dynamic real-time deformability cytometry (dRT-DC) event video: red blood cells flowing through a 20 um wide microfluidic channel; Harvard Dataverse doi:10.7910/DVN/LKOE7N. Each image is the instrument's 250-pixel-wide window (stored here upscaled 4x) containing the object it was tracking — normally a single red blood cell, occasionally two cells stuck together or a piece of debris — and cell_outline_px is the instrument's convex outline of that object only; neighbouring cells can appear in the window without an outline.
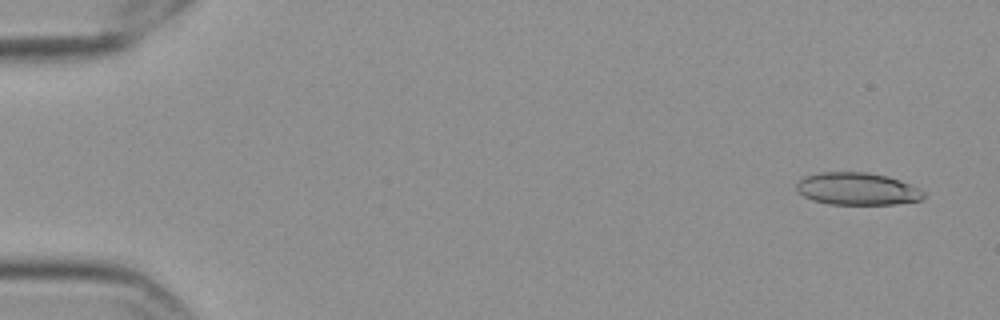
{"species": "Egyptian fruit bat (a non-hibernating species)", "species_latin": "Rousettus aegyptiacus", "temperature_condition": "cold", "stored_images_in_passage": 58, "segment_of_instrument_passage": [1, 2], "camera_frame_rate_fps": 3000, "um_per_image_px": 0.085, "frame": {"image": 1, "passage_image": 3, "time_ms": 0.667, "image_size_px": [1000, 320], "cell_outline_px": [[924, 196], [920, 200], [896, 204], [828, 204], [812, 200], [796, 192], [796, 184], [804, 176], [820, 172], [868, 172], [888, 176], [900, 180], [924, 192]], "centroid_in_image_um": [72.81, 16.05], "position_along_channel_um": 12.2, "area_um2": 23.99}}
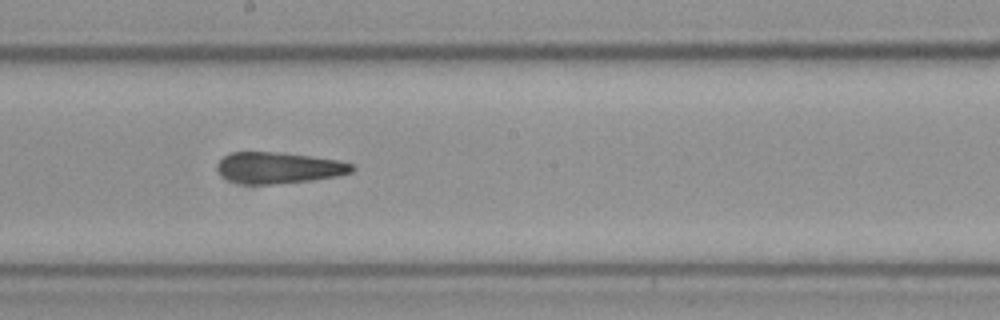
{"frame": {"image": 2, "passage_image": 32, "time_ms": 10.333, "image_size_px": [1000, 320], "cell_outline_px": [[356, 168], [352, 172], [336, 176], [312, 180], [276, 184], [244, 184], [228, 180], [216, 168], [216, 164], [224, 156], [232, 152], [280, 152], [340, 160], [352, 164]], "centroid_in_image_um": [23.7, 14.26], "position_along_channel_um": 224.5, "area_um2": 24.57}}
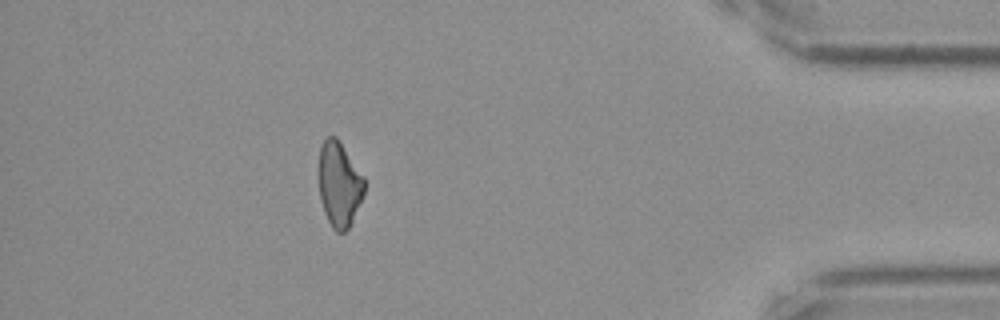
{"frame": {"image": 3, "passage_image": 51, "time_ms": 16.667, "image_size_px": [1000, 320], "cell_outline_px": [[364, 192], [352, 220], [348, 228], [344, 232], [336, 232], [332, 228], [324, 212], [320, 200], [316, 168], [320, 144], [328, 136], [336, 136], [364, 176]], "centroid_in_image_um": [28.77, 15.62], "position_along_channel_um": 406.4, "area_um2": 23.0}}